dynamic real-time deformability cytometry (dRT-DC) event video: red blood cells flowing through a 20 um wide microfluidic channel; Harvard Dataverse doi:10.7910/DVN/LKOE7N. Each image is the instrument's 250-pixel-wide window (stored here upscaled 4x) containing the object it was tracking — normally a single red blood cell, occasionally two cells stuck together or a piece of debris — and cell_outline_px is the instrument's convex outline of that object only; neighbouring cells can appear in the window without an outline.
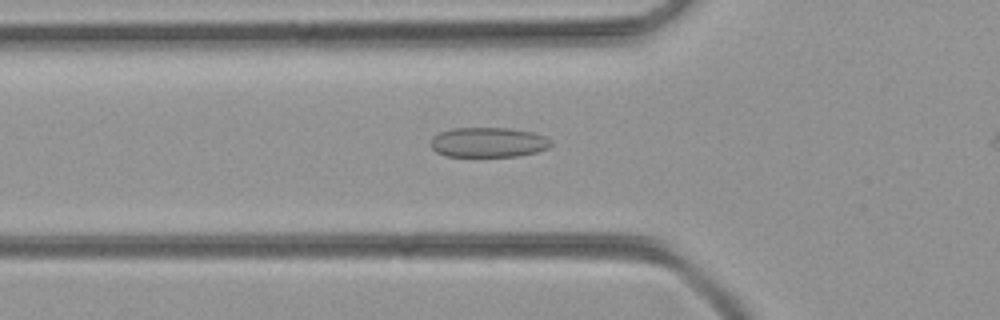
{"species": "common noctule bat (a hibernating species)", "species_latin": "Nyctalus noctula", "temperature_condition": "room temperature", "stored_images_in_passage": 40, "camera_frame_rate_fps": 3000, "um_per_image_px": 0.085, "animal": {"sex": "female", "body_mass_g": 21.9}, "frame": {"image": 1, "passage_image": 13, "time_ms": 4.0, "image_size_px": [1000, 320], "cell_outline_px": [[552, 144], [548, 148], [536, 152], [516, 156], [444, 156], [436, 152], [432, 148], [432, 136], [440, 132], [452, 128], [508, 128], [532, 132], [544, 136]], "centroid_in_image_um": [41.48, 12.1], "position_along_channel_um": 84.3, "area_um2": 20.81}}
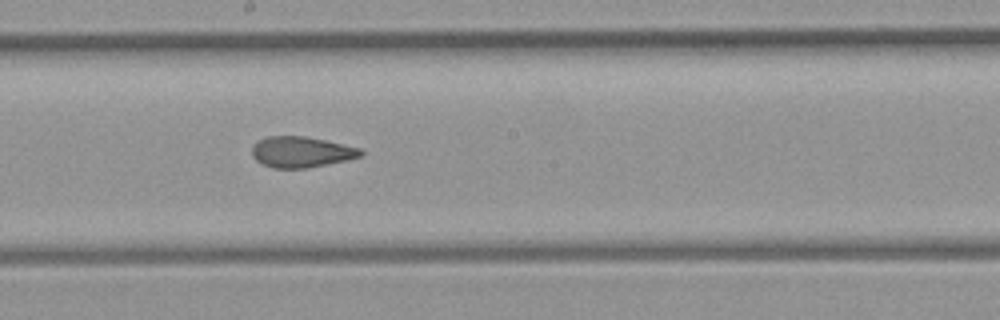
{"frame": {"image": 2, "passage_image": 23, "time_ms": 7.333, "image_size_px": [1000, 320], "cell_outline_px": [[364, 152], [360, 156], [344, 160], [308, 168], [272, 168], [260, 164], [252, 156], [252, 148], [260, 140], [268, 136], [304, 136], [324, 140], [360, 148]], "centroid_in_image_um": [25.57, 12.93], "position_along_channel_um": 222.6, "area_um2": 19.31}}
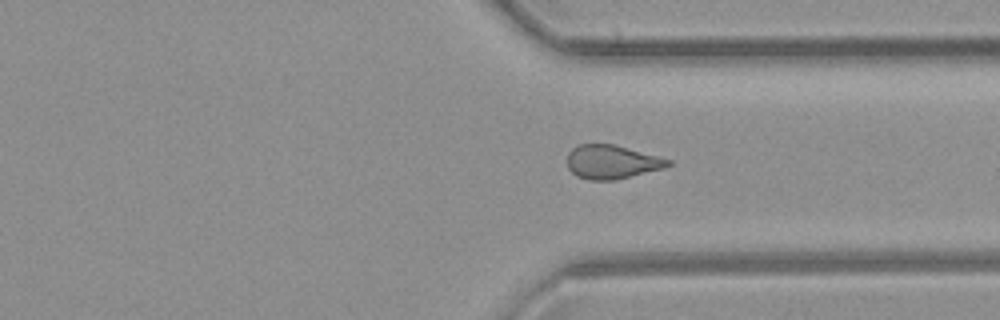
{"frame": {"image": 3, "passage_image": 33, "time_ms": 10.667, "image_size_px": [1000, 320], "cell_outline_px": [[672, 164], [664, 168], [616, 180], [588, 180], [576, 176], [568, 168], [568, 152], [572, 148], [580, 144], [612, 144], [672, 160]], "centroid_in_image_um": [51.99, 13.78], "position_along_channel_um": 359.4, "area_um2": 19.77}}